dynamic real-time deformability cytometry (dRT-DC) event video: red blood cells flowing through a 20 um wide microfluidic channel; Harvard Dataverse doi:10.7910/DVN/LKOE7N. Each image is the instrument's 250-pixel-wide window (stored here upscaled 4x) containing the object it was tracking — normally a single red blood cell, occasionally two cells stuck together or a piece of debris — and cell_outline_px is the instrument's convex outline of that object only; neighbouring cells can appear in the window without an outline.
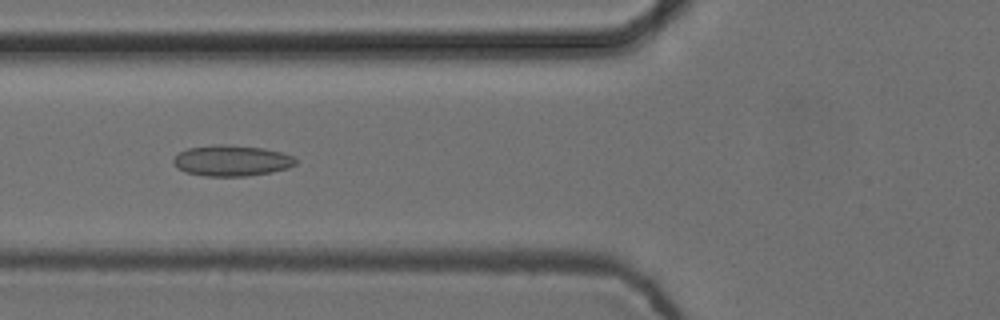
{"species": "common noctule bat (a hibernating species)", "species_latin": "Nyctalus noctula", "temperature_condition": "cold", "stored_images_in_passage": 46, "camera_frame_rate_fps": 3000, "um_per_image_px": 0.085, "animal": {"sex": "female", "body_mass_g": 24.6, "forearm_length_mm": 56.2}, "frame": {"image": 1, "passage_image": 16, "time_ms": 5.0, "image_size_px": [1000, 320], "cell_outline_px": [[296, 164], [288, 168], [272, 172], [248, 176], [204, 176], [184, 172], [176, 168], [172, 160], [180, 152], [188, 148], [216, 144], [228, 144], [264, 148], [280, 152], [292, 156], [296, 160]], "centroid_in_image_um": [19.67, 13.66], "position_along_channel_um": 106.1, "area_um2": 22.14}}
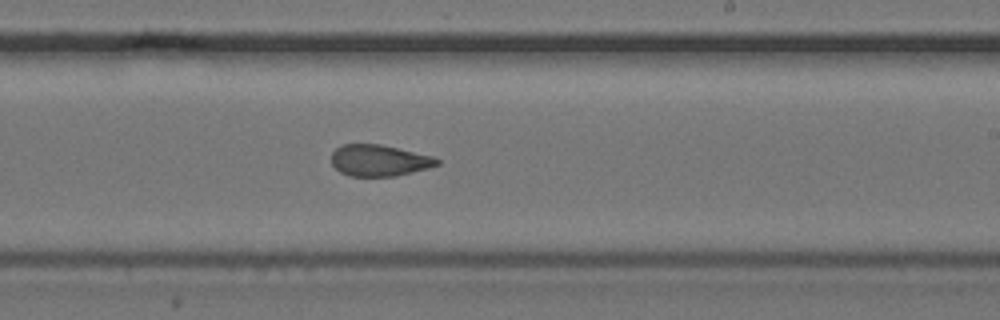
{"frame": {"image": 2, "passage_image": 28, "time_ms": 9.0, "image_size_px": [1000, 320], "cell_outline_px": [[440, 164], [428, 168], [396, 176], [348, 176], [340, 172], [332, 164], [332, 152], [340, 144], [380, 144], [432, 156], [440, 160]], "centroid_in_image_um": [32.21, 13.64], "position_along_channel_um": 256.8, "area_um2": 19.31}}
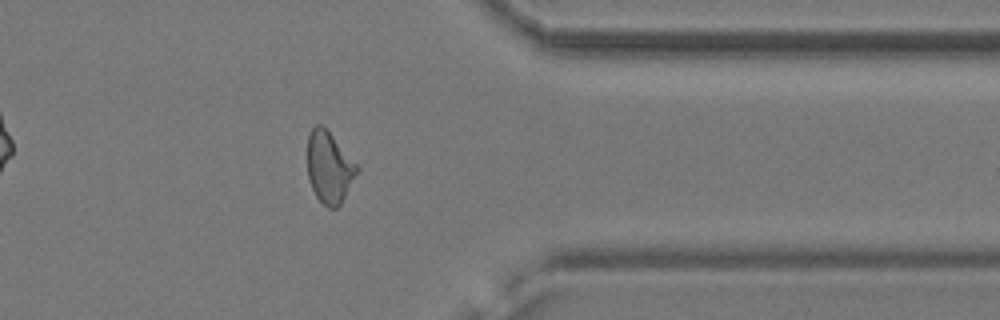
{"frame": {"image": 3, "passage_image": 39, "time_ms": 12.667, "image_size_px": [1000, 320], "cell_outline_px": [[360, 168], [340, 204], [336, 208], [328, 208], [316, 196], [312, 188], [308, 176], [308, 136], [312, 128], [316, 124], [324, 124]], "centroid_in_image_um": [27.98, 14.18], "position_along_channel_um": 383.4, "area_um2": 20.58}}